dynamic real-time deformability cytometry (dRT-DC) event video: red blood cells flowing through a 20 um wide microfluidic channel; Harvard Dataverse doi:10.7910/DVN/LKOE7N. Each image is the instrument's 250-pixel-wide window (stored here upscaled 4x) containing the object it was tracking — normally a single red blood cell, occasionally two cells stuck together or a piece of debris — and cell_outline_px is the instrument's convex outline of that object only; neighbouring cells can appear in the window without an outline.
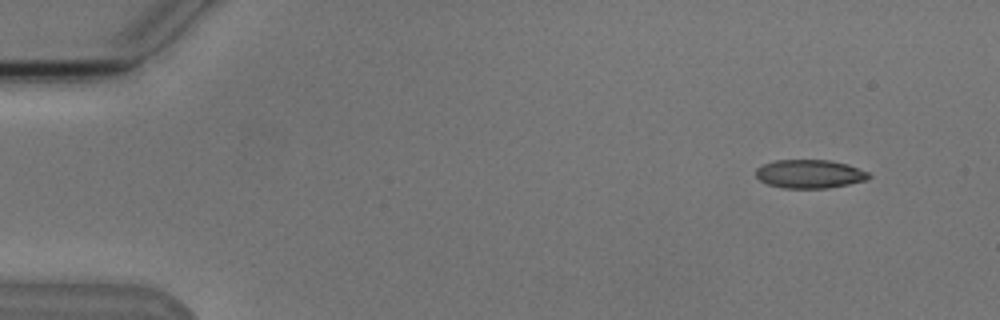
{"species": "Egyptian fruit bat (a non-hibernating species)", "species_latin": "Rousettus aegyptiacus", "temperature_condition": "cold", "stored_images_in_passage": 8, "camera_frame_rate_fps": 3000, "um_per_image_px": 0.085, "animal": {"sex": "male"}, "frame": {"image": 1, "passage_image": 2, "time_ms": 1.333, "image_size_px": [1000, 320], "cell_outline_px": [[872, 176], [868, 180], [828, 188], [784, 188], [768, 184], [760, 180], [756, 176], [756, 168], [764, 164], [776, 160], [832, 160], [848, 164], [868, 172]], "centroid_in_image_um": [68.85, 14.78], "position_along_channel_um": 16.2, "area_um2": 18.84}}
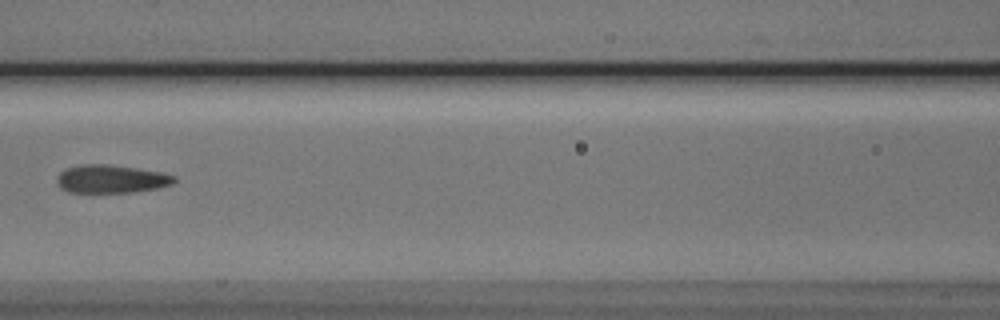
{"frame": {"image": 2, "passage_image": 7, "time_ms": 8.0, "image_size_px": [1000, 320], "cell_outline_px": [[176, 180], [172, 184], [156, 188], [132, 192], [68, 192], [60, 188], [56, 180], [60, 172], [68, 168], [84, 164], [104, 164], [136, 168], [160, 172], [176, 176]], "centroid_in_image_um": [9.44, 15.21], "position_along_channel_um": 157.2, "area_um2": 19.02}}
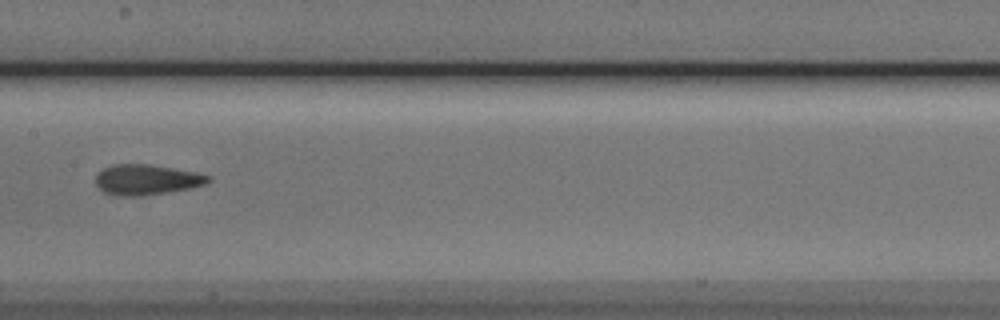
{"frame": {"image": 3, "passage_image": 8, "time_ms": 9.0, "image_size_px": [1000, 320], "cell_outline_px": [[212, 180], [204, 184], [192, 188], [164, 192], [132, 196], [112, 196], [104, 192], [96, 184], [96, 172], [112, 164], [148, 164], [172, 168], [192, 172], [208, 176]], "centroid_in_image_um": [12.38, 15.27], "position_along_channel_um": 195.0, "area_um2": 19.65}}